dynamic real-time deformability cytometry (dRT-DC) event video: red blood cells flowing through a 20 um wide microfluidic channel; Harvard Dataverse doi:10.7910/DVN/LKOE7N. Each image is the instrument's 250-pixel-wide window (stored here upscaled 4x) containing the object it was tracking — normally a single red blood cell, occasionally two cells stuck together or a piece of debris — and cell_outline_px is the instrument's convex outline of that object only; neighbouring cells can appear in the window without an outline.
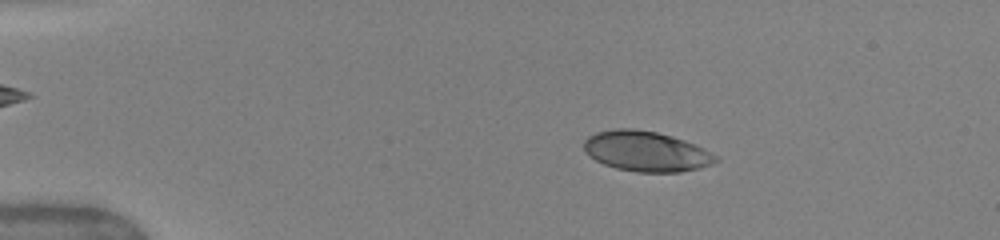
{"species": "human", "species_latin": "Homo sapiens", "temperature_condition": "warm", "stored_images_in_passage": 36, "camera_frame_rate_fps": 3000, "um_per_image_px": 0.085, "donor": {"sex": "female"}, "frame": {"image": 1, "passage_image": 6, "time_ms": 2.667, "image_size_px": [1000, 240], "cell_outline_px": [[720, 160], [712, 164], [700, 168], [680, 172], [636, 172], [616, 168], [604, 164], [588, 156], [584, 152], [584, 140], [588, 136], [596, 132], [616, 128], [632, 128], [656, 132], [672, 136], [696, 144], [720, 156]], "centroid_in_image_um": [54.95, 12.86], "position_along_channel_um": 30.1, "area_um2": 31.27}}
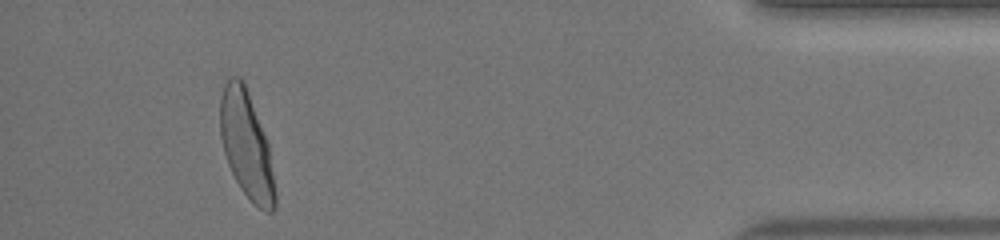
{"frame": {"image": 2, "passage_image": 35, "time_ms": 15.333, "image_size_px": [1000, 240], "cell_outline_px": [[276, 208], [272, 212], [264, 212], [240, 188], [228, 164], [224, 152], [220, 136], [220, 96], [224, 84], [228, 76], [240, 76], [244, 80], [268, 144], [276, 192]], "centroid_in_image_um": [20.94, 12.28], "position_along_channel_um": 414.3, "area_um2": 34.1}, "authors_computed_cell_mechanics": {"area_um2": 32.1946, "velocity_mm_per_s": 3.9901, "shape_relaxation_time_tau1_ms": 2.9524, "shape_relaxation_time_tau2_ms": null, "deformation_change_tau1": 0.1709, "deformation_change_tau2": null}}